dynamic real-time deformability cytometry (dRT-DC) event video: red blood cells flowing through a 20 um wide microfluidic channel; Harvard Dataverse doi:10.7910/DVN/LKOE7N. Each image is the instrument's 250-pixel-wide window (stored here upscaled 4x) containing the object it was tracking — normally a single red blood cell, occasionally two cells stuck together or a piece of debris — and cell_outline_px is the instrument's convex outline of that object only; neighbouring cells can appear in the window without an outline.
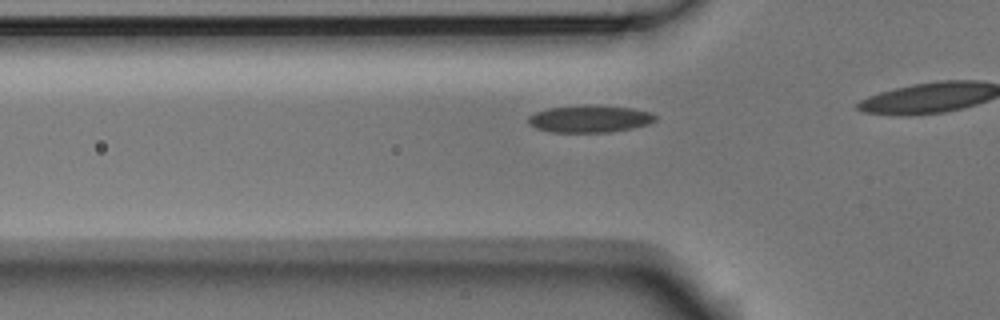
{"species": "Egyptian fruit bat (a non-hibernating species)", "species_latin": "Rousettus aegyptiacus", "temperature_condition": "room temperature", "stored_images_in_passage": 8, "camera_frame_rate_fps": 3000, "um_per_image_px": 0.085, "animal": {"sex": "male"}, "frame": {"image": 1, "passage_image": 3, "time_ms": 0.667, "image_size_px": [1000, 320], "cell_outline_px": [[656, 120], [648, 124], [632, 128], [608, 132], [552, 132], [536, 128], [528, 124], [528, 116], [536, 112], [548, 108], [584, 104], [600, 104], [632, 108], [652, 112], [656, 116]], "centroid_in_image_um": [50.13, 10.08], "position_along_channel_um": 75.7, "area_um2": 20.46}}
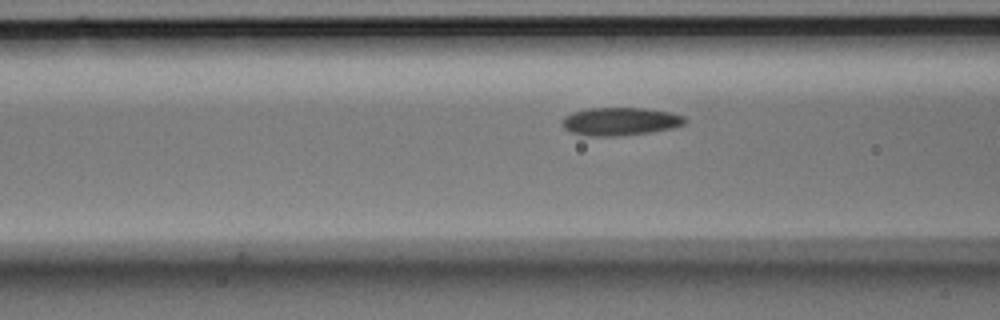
{"frame": {"image": 2, "passage_image": 6, "time_ms": 1.667, "image_size_px": [1000, 320], "cell_outline_px": [[688, 120], [684, 124], [672, 128], [648, 132], [620, 136], [592, 136], [572, 132], [564, 128], [564, 116], [572, 112], [588, 108], [644, 108], [672, 112], [684, 116]], "centroid_in_image_um": [52.76, 10.31], "position_along_channel_um": 113.8, "area_um2": 19.94}}